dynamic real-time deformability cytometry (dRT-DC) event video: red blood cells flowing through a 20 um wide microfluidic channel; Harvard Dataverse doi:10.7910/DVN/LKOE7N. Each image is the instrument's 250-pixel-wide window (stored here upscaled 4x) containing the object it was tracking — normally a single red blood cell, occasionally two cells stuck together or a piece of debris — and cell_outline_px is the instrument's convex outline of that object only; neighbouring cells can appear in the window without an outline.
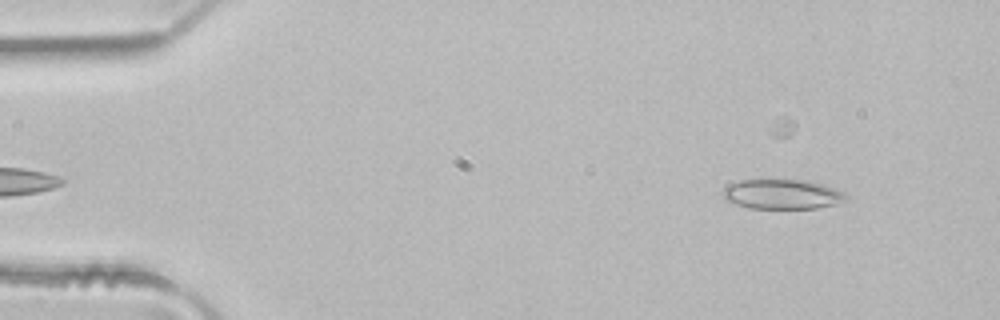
{"species": "common noctule bat (a hibernating species)", "species_latin": "Nyctalus noctula", "temperature_condition": "room temperature", "stored_images_in_passage": 3, "camera_frame_rate_fps": 3000, "um_per_image_px": 0.085, "animal": {"sex": "male", "body_mass_g": 21.5, "forearm_length_mm": 52.0}, "frame": {"image": 1, "passage_image": 1, "time_ms": 0.0, "image_size_px": [1000, 320], "cell_outline_px": [[848, 200], [836, 204], [816, 208], [748, 208], [724, 200], [720, 192], [724, 188], [740, 180], [804, 180], [820, 184], [844, 192], [848, 196]], "centroid_in_image_um": [66.46, 16.52], "position_along_channel_um": 18.5, "area_um2": 21.27}}